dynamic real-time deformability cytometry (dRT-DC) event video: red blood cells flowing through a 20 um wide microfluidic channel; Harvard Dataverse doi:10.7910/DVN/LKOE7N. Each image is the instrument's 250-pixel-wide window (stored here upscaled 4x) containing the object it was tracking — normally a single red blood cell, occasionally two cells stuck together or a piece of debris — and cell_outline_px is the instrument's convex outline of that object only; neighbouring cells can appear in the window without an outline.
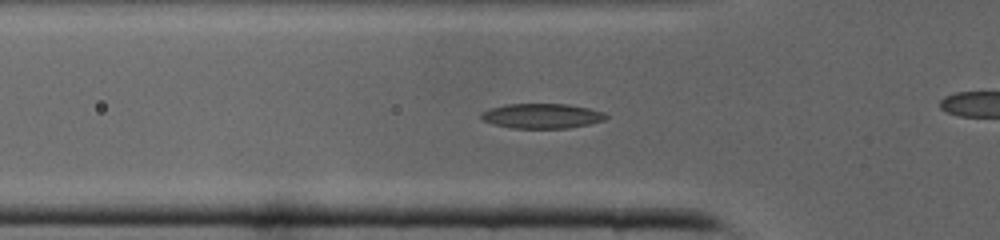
{"species": "common noctule bat (a hibernating species)", "species_latin": "Nyctalus noctula", "temperature_condition": "cold", "stored_images_in_passage": 41, "camera_frame_rate_fps": 3000, "um_per_image_px": 0.085, "animal": {"sex": "male", "body_mass_g": 19.0, "forearm_length_mm": 50.8}, "frame": {"image": 1, "passage_image": 12, "time_ms": 3.667, "image_size_px": [1000, 240], "cell_outline_px": [[608, 116], [604, 120], [588, 124], [568, 128], [512, 128], [492, 124], [484, 120], [480, 116], [480, 112], [488, 108], [504, 104], [568, 104], [588, 108], [604, 112]], "centroid_in_image_um": [46.02, 9.85], "position_along_channel_um": 79.8, "area_um2": 18.15}}
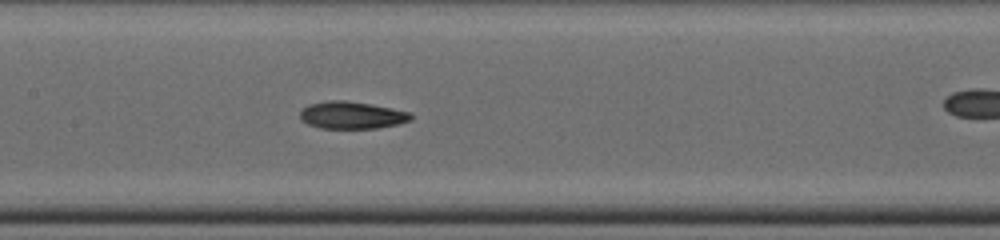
{"frame": {"image": 2, "passage_image": 18, "time_ms": 5.667, "image_size_px": [1000, 240], "cell_outline_px": [[412, 120], [396, 124], [376, 128], [320, 128], [308, 124], [300, 116], [300, 112], [308, 104], [328, 100], [344, 100], [372, 104], [412, 112]], "centroid_in_image_um": [29.93, 9.78], "position_along_channel_um": 177.5, "area_um2": 17.57}}
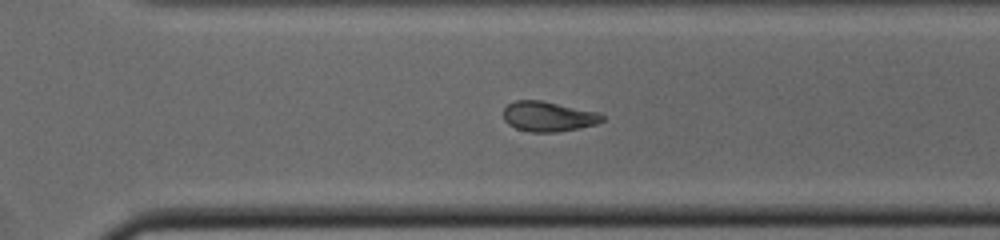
{"frame": {"image": 3, "passage_image": 27, "time_ms": 8.667, "image_size_px": [1000, 240], "cell_outline_px": [[604, 120], [596, 124], [580, 128], [556, 132], [532, 132], [516, 128], [508, 124], [504, 120], [504, 108], [508, 104], [516, 100], [540, 100], [600, 112], [604, 116]], "centroid_in_image_um": [46.63, 9.9], "position_along_channel_um": 324.0, "area_um2": 17.34}}